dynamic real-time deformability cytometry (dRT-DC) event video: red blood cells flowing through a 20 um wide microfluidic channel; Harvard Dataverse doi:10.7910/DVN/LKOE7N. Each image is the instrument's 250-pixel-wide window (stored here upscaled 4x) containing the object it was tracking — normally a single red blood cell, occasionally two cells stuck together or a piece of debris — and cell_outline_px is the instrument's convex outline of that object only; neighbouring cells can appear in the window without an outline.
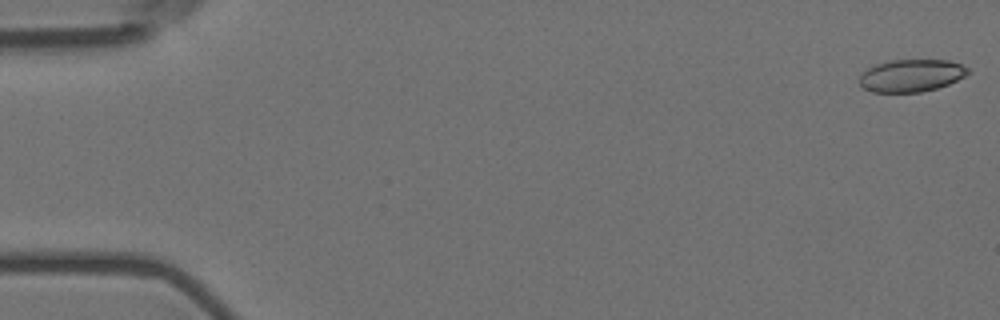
{"species": "Egyptian fruit bat (a non-hibernating species)", "species_latin": "Rousettus aegyptiacus", "temperature_condition": "room temperature", "stored_images_in_passage": 11, "camera_frame_rate_fps": 3000, "um_per_image_px": 0.085, "animal": {"sex": "female"}, "frame": {"image": 1, "passage_image": 1, "time_ms": 0.0, "image_size_px": [1000, 320], "cell_outline_px": [[972, 72], [948, 84], [936, 88], [920, 92], [872, 92], [860, 88], [860, 72], [876, 64], [892, 60], [948, 60], [960, 64], [968, 68]], "centroid_in_image_um": [77.43, 6.42], "position_along_channel_um": 7.6, "area_um2": 20.58}}